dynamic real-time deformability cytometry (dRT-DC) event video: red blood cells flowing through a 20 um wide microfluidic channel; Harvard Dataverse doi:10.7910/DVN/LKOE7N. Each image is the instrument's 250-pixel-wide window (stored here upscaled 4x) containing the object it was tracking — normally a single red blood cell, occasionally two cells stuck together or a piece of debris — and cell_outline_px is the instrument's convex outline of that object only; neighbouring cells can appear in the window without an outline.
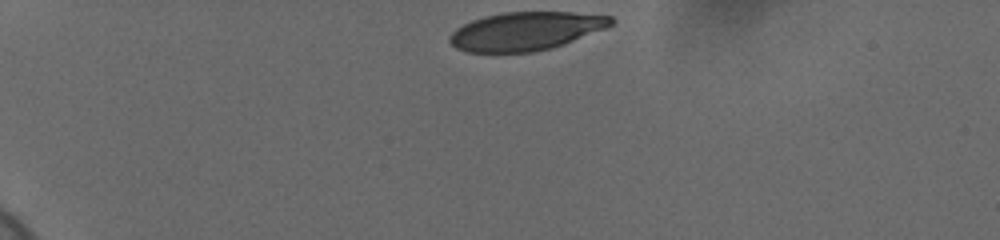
{"species": "human", "species_latin": "Homo sapiens", "temperature_condition": "cold", "stored_images_in_passage": 37, "camera_frame_rate_fps": 3000, "um_per_image_px": 0.085, "donor": {"sex": "female"}, "frame": {"image": 1, "passage_image": 1, "time_ms": 0.0, "image_size_px": [1000, 240], "cell_outline_px": [[616, 20], [612, 24], [604, 28], [564, 44], [552, 48], [532, 52], [464, 52], [456, 48], [448, 40], [448, 36], [456, 28], [472, 20], [484, 16], [504, 12], [572, 12], [612, 16]], "centroid_in_image_um": [44.66, 2.64], "position_along_channel_um": 40.3, "area_um2": 36.07}}
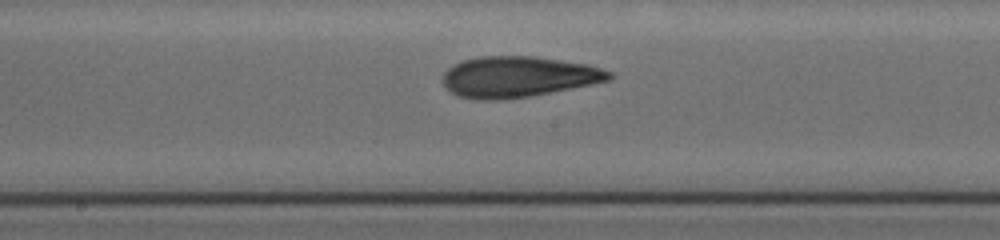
{"frame": {"image": 2, "passage_image": 20, "time_ms": 6.333, "image_size_px": [1000, 240], "cell_outline_px": [[612, 80], [592, 84], [528, 96], [496, 100], [480, 100], [456, 96], [444, 84], [444, 72], [452, 64], [464, 60], [480, 56], [536, 56], [588, 64], [612, 72]], "centroid_in_image_um": [44.05, 6.52], "position_along_channel_um": 204.2, "area_um2": 39.48}}
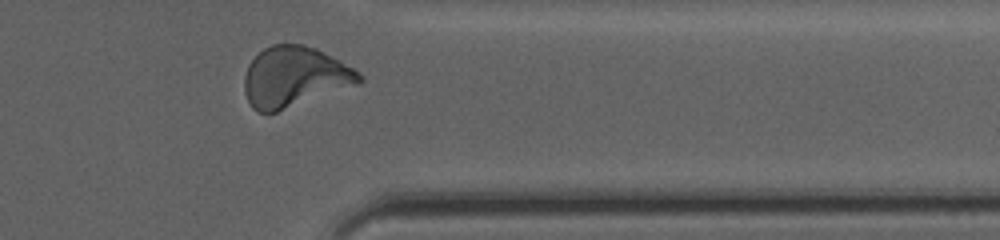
{"frame": {"image": 3, "passage_image": 35, "time_ms": 11.333, "image_size_px": [1000, 240], "cell_outline_px": [[364, 80], [356, 84], [276, 112], [256, 112], [252, 108], [244, 92], [244, 76], [248, 64], [264, 48], [272, 44], [304, 44], [316, 48], [360, 72], [364, 76]], "centroid_in_image_um": [25.0, 6.52], "position_along_channel_um": 386.4, "area_um2": 40.0}, "authors_computed_cell_mechanics": {"area_um2": 38.8994, "velocity_mm_per_s": 3.6894, "shape_relaxation_time_tau1_ms": 7.8661, "shape_relaxation_time_tau2_ms": 1.8446, "deformation_change_tau1": 0.2305, "deformation_change_tau2": 0.083}}